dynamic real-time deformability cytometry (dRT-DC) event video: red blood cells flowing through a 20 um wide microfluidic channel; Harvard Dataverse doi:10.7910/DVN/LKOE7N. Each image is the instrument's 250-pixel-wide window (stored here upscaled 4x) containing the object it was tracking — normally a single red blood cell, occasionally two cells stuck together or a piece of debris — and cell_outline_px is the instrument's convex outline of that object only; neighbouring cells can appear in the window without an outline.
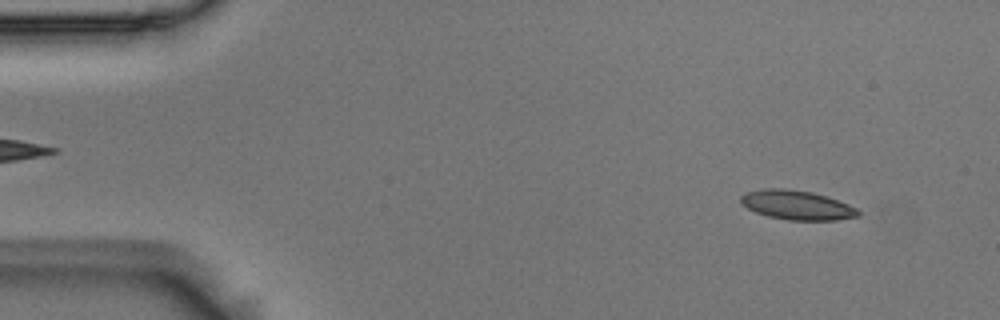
{"species": "Egyptian fruit bat (a non-hibernating species)", "species_latin": "Rousettus aegyptiacus", "temperature_condition": "room temperature", "stored_images_in_passage": 53, "camera_frame_rate_fps": 3000, "um_per_image_px": 0.085, "animal": {"sex": "male"}, "frame": {"image": 1, "passage_image": 4, "time_ms": 1.0, "image_size_px": [1000, 320], "cell_outline_px": [[860, 216], [836, 220], [788, 220], [768, 216], [756, 212], [740, 204], [740, 196], [744, 192], [764, 188], [784, 188], [812, 192], [848, 204], [856, 208], [860, 212]], "centroid_in_image_um": [67.69, 17.43], "position_along_channel_um": 17.3, "area_um2": 20.06}}
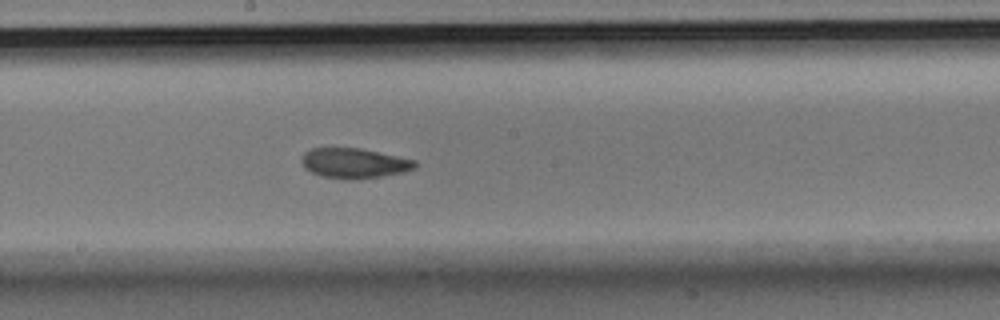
{"frame": {"image": 2, "passage_image": 28, "time_ms": 9.0, "image_size_px": [1000, 320], "cell_outline_px": [[420, 164], [416, 168], [404, 172], [356, 180], [348, 180], [324, 176], [312, 172], [304, 168], [300, 160], [304, 152], [312, 148], [360, 148], [416, 160]], "centroid_in_image_um": [30.13, 13.87], "position_along_channel_um": 218.1, "area_um2": 20.0}}
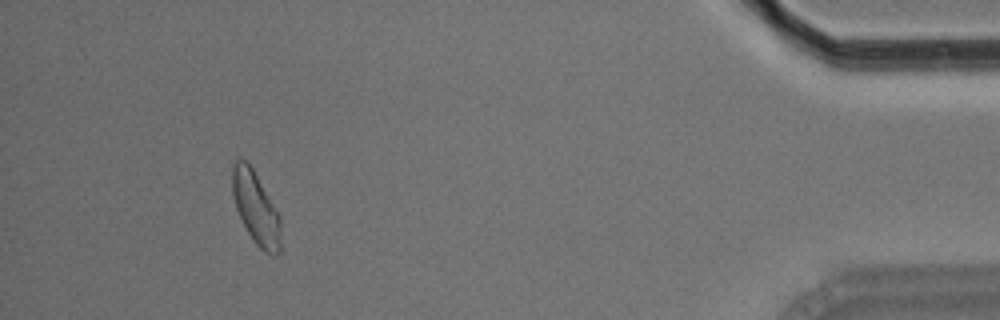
{"frame": {"image": 3, "passage_image": 49, "time_ms": 16.0, "image_size_px": [1000, 320], "cell_outline_px": [[280, 252], [276, 256], [264, 252], [256, 244], [248, 232], [236, 208], [232, 192], [232, 164], [236, 160], [248, 160], [280, 216]], "centroid_in_image_um": [21.74, 17.67], "position_along_channel_um": 413.5, "area_um2": 20.29}, "authors_computed_cell_mechanics": {"area_um2": 20.1144, "velocity_mm_per_s": 3.6941, "shape_relaxation_time_tau1_ms": 4.5029, "shape_relaxation_time_tau2_ms": 2.4711, "deformation_change_tau1": 0.1368, "deformation_change_tau2": 0.0811}}